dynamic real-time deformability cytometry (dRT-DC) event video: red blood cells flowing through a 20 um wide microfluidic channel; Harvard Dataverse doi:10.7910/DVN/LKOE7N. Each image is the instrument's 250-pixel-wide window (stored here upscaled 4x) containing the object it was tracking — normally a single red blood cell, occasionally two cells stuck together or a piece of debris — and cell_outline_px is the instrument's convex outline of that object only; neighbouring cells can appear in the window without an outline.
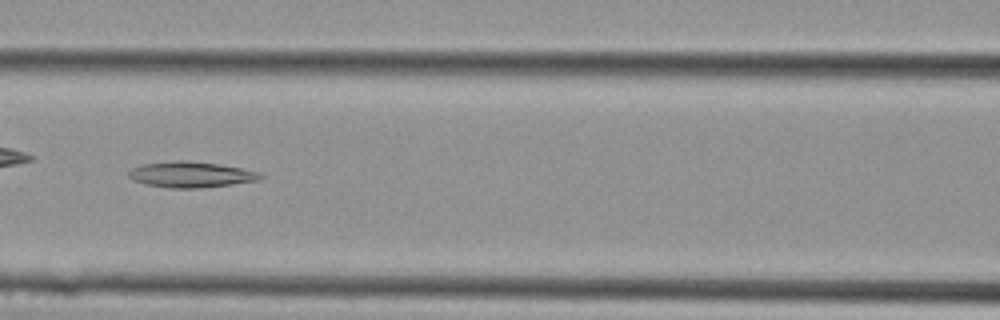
{"species": "Egyptian fruit bat (a non-hibernating species)", "species_latin": "Rousettus aegyptiacus", "temperature_condition": "cold", "stored_images_in_passage": 13, "camera_frame_rate_fps": 3000, "um_per_image_px": 0.085, "animal": {"sex": "female"}, "frame": {"image": 1, "passage_image": 10, "time_ms": 3.0, "image_size_px": [1000, 320], "cell_outline_px": [[264, 176], [260, 180], [232, 184], [200, 188], [168, 188], [144, 184], [132, 180], [128, 176], [128, 172], [132, 168], [144, 164], [176, 160], [184, 160], [220, 164], [260, 172]], "centroid_in_image_um": [16.22, 14.84], "position_along_channel_um": 150.4, "area_um2": 19.88}}